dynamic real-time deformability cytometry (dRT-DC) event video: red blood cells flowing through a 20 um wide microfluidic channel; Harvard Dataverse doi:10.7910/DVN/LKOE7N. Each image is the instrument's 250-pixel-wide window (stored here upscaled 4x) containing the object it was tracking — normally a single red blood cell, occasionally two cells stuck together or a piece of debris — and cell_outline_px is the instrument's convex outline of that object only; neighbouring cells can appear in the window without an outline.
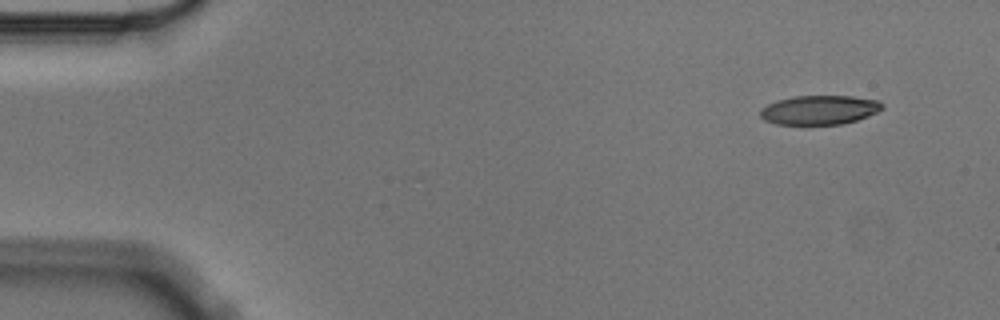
{"species": "Egyptian fruit bat (a non-hibernating species)", "species_latin": "Rousettus aegyptiacus", "temperature_condition": "cold", "stored_images_in_passage": 6, "segment_of_instrument_passage": [2, 2], "camera_frame_rate_fps": 3000, "um_per_image_px": 0.085, "animal": {"sex": "male"}, "frame": {"image": 1, "passage_image": 6, "time_ms": 1.667, "image_size_px": [1000, 320], "cell_outline_px": [[884, 108], [868, 116], [844, 124], [776, 124], [764, 120], [760, 116], [760, 108], [776, 100], [792, 96], [852, 96], [880, 100], [884, 104]], "centroid_in_image_um": [69.66, 9.33], "position_along_channel_um": 15.3, "area_um2": 20.92}}